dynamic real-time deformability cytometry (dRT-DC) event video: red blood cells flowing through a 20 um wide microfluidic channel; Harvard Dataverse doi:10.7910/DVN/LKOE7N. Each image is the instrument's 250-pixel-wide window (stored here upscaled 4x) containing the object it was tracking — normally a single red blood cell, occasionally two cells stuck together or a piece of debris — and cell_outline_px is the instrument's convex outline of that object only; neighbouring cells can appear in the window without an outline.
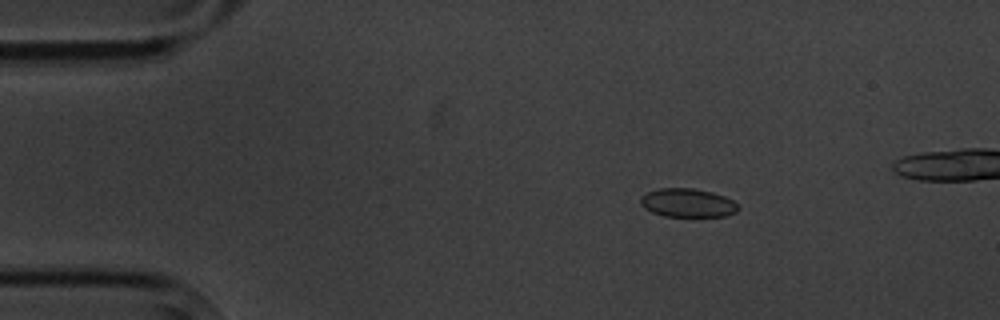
{"species": "common noctule bat (a hibernating species)", "species_latin": "Nyctalus noctula", "temperature_condition": "cold", "stored_images_in_passage": 5, "camera_frame_rate_fps": 3000, "um_per_image_px": 0.085, "animal": {"sex": "male", "body_mass_g": 20.1, "forearm_length_mm": 53.5}, "frame": {"image": 1, "passage_image": 3, "time_ms": 2.333, "image_size_px": [1000, 320], "cell_outline_px": [[740, 208], [736, 212], [728, 216], [664, 216], [652, 212], [644, 208], [640, 204], [640, 196], [648, 192], [660, 188], [692, 188], [712, 192], [724, 196], [732, 200]], "centroid_in_image_um": [58.44, 17.24], "position_along_channel_um": 26.6, "area_um2": 16.3}}